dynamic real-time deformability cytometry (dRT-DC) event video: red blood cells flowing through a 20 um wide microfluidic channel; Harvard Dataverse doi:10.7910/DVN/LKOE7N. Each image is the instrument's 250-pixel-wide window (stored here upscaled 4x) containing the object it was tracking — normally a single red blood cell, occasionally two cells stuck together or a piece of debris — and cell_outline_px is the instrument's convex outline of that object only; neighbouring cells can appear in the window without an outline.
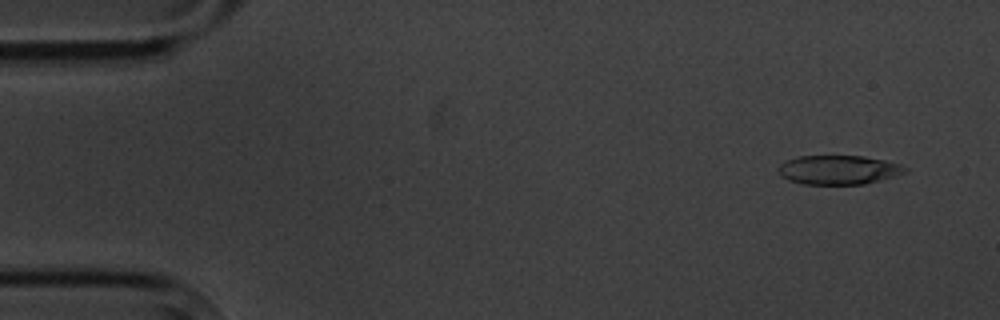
{"species": "common noctule bat (a hibernating species)", "species_latin": "Nyctalus noctula", "temperature_condition": "cold", "stored_images_in_passage": 3, "camera_frame_rate_fps": 3000, "um_per_image_px": 0.085, "animal": {"sex": "male", "body_mass_g": 20.1, "forearm_length_mm": 53.5}, "frame": {"image": 1, "passage_image": 1, "time_ms": 0.0, "image_size_px": [1000, 320], "cell_outline_px": [[908, 172], [880, 180], [864, 184], [804, 184], [788, 180], [780, 176], [780, 164], [788, 160], [800, 156], [864, 156], [884, 160], [908, 168]], "centroid_in_image_um": [71.29, 14.44], "position_along_channel_um": 13.7, "area_um2": 21.27}}